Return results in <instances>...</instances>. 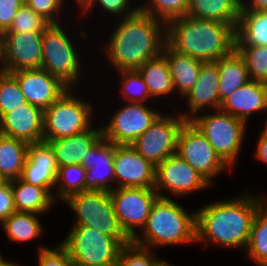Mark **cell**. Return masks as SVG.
Wrapping results in <instances>:
<instances>
[{
  "label": "cell",
  "instance_id": "21",
  "mask_svg": "<svg viewBox=\"0 0 267 266\" xmlns=\"http://www.w3.org/2000/svg\"><path fill=\"white\" fill-rule=\"evenodd\" d=\"M44 111L32 104L22 105L0 117V133L28 144L43 140Z\"/></svg>",
  "mask_w": 267,
  "mask_h": 266
},
{
  "label": "cell",
  "instance_id": "34",
  "mask_svg": "<svg viewBox=\"0 0 267 266\" xmlns=\"http://www.w3.org/2000/svg\"><path fill=\"white\" fill-rule=\"evenodd\" d=\"M120 77L121 96L128 103H147L151 100L147 85L137 69L116 71ZM148 99V100H147ZM145 101V102H144Z\"/></svg>",
  "mask_w": 267,
  "mask_h": 266
},
{
  "label": "cell",
  "instance_id": "3",
  "mask_svg": "<svg viewBox=\"0 0 267 266\" xmlns=\"http://www.w3.org/2000/svg\"><path fill=\"white\" fill-rule=\"evenodd\" d=\"M235 38V29L218 21L185 15L166 23L167 44L204 63L229 55L235 49Z\"/></svg>",
  "mask_w": 267,
  "mask_h": 266
},
{
  "label": "cell",
  "instance_id": "1",
  "mask_svg": "<svg viewBox=\"0 0 267 266\" xmlns=\"http://www.w3.org/2000/svg\"><path fill=\"white\" fill-rule=\"evenodd\" d=\"M264 203V196L246 191L236 198L203 205L196 210V243L245 251L254 217Z\"/></svg>",
  "mask_w": 267,
  "mask_h": 266
},
{
  "label": "cell",
  "instance_id": "41",
  "mask_svg": "<svg viewBox=\"0 0 267 266\" xmlns=\"http://www.w3.org/2000/svg\"><path fill=\"white\" fill-rule=\"evenodd\" d=\"M37 264L39 266H75L66 249L58 243L53 248L39 246Z\"/></svg>",
  "mask_w": 267,
  "mask_h": 266
},
{
  "label": "cell",
  "instance_id": "32",
  "mask_svg": "<svg viewBox=\"0 0 267 266\" xmlns=\"http://www.w3.org/2000/svg\"><path fill=\"white\" fill-rule=\"evenodd\" d=\"M254 217L246 256L258 266H267V198Z\"/></svg>",
  "mask_w": 267,
  "mask_h": 266
},
{
  "label": "cell",
  "instance_id": "43",
  "mask_svg": "<svg viewBox=\"0 0 267 266\" xmlns=\"http://www.w3.org/2000/svg\"><path fill=\"white\" fill-rule=\"evenodd\" d=\"M25 0H0V32L5 33Z\"/></svg>",
  "mask_w": 267,
  "mask_h": 266
},
{
  "label": "cell",
  "instance_id": "13",
  "mask_svg": "<svg viewBox=\"0 0 267 266\" xmlns=\"http://www.w3.org/2000/svg\"><path fill=\"white\" fill-rule=\"evenodd\" d=\"M160 114L145 103H126L101 126L103 137L115 145H132Z\"/></svg>",
  "mask_w": 267,
  "mask_h": 266
},
{
  "label": "cell",
  "instance_id": "35",
  "mask_svg": "<svg viewBox=\"0 0 267 266\" xmlns=\"http://www.w3.org/2000/svg\"><path fill=\"white\" fill-rule=\"evenodd\" d=\"M145 2L139 6V11L165 23L185 16L188 11V0H147Z\"/></svg>",
  "mask_w": 267,
  "mask_h": 266
},
{
  "label": "cell",
  "instance_id": "31",
  "mask_svg": "<svg viewBox=\"0 0 267 266\" xmlns=\"http://www.w3.org/2000/svg\"><path fill=\"white\" fill-rule=\"evenodd\" d=\"M39 216V214L31 212H14L2 221L0 227L3 228L10 241L17 243L29 242L44 234V228Z\"/></svg>",
  "mask_w": 267,
  "mask_h": 266
},
{
  "label": "cell",
  "instance_id": "20",
  "mask_svg": "<svg viewBox=\"0 0 267 266\" xmlns=\"http://www.w3.org/2000/svg\"><path fill=\"white\" fill-rule=\"evenodd\" d=\"M219 81L217 61L203 63L198 73L197 83L183 97V100H187L188 111L180 114L186 120H191L207 107H211V110L220 109L222 103L219 101Z\"/></svg>",
  "mask_w": 267,
  "mask_h": 266
},
{
  "label": "cell",
  "instance_id": "9",
  "mask_svg": "<svg viewBox=\"0 0 267 266\" xmlns=\"http://www.w3.org/2000/svg\"><path fill=\"white\" fill-rule=\"evenodd\" d=\"M213 112L198 114L191 121L205 135L220 158L233 169L242 149L247 124L221 109Z\"/></svg>",
  "mask_w": 267,
  "mask_h": 266
},
{
  "label": "cell",
  "instance_id": "7",
  "mask_svg": "<svg viewBox=\"0 0 267 266\" xmlns=\"http://www.w3.org/2000/svg\"><path fill=\"white\" fill-rule=\"evenodd\" d=\"M61 245L75 266H116L122 245L88 226H71Z\"/></svg>",
  "mask_w": 267,
  "mask_h": 266
},
{
  "label": "cell",
  "instance_id": "37",
  "mask_svg": "<svg viewBox=\"0 0 267 266\" xmlns=\"http://www.w3.org/2000/svg\"><path fill=\"white\" fill-rule=\"evenodd\" d=\"M244 58L250 80L267 83V46H235Z\"/></svg>",
  "mask_w": 267,
  "mask_h": 266
},
{
  "label": "cell",
  "instance_id": "25",
  "mask_svg": "<svg viewBox=\"0 0 267 266\" xmlns=\"http://www.w3.org/2000/svg\"><path fill=\"white\" fill-rule=\"evenodd\" d=\"M240 10L241 0H188L186 15L230 24L236 30Z\"/></svg>",
  "mask_w": 267,
  "mask_h": 266
},
{
  "label": "cell",
  "instance_id": "11",
  "mask_svg": "<svg viewBox=\"0 0 267 266\" xmlns=\"http://www.w3.org/2000/svg\"><path fill=\"white\" fill-rule=\"evenodd\" d=\"M162 112L132 146L154 166L177 153L178 135L187 121L181 114Z\"/></svg>",
  "mask_w": 267,
  "mask_h": 266
},
{
  "label": "cell",
  "instance_id": "5",
  "mask_svg": "<svg viewBox=\"0 0 267 266\" xmlns=\"http://www.w3.org/2000/svg\"><path fill=\"white\" fill-rule=\"evenodd\" d=\"M75 213L73 226H88L114 237L122 246L132 240L118 223L112 199L108 191H84L69 195L62 203Z\"/></svg>",
  "mask_w": 267,
  "mask_h": 266
},
{
  "label": "cell",
  "instance_id": "17",
  "mask_svg": "<svg viewBox=\"0 0 267 266\" xmlns=\"http://www.w3.org/2000/svg\"><path fill=\"white\" fill-rule=\"evenodd\" d=\"M27 103L43 111L57 101L69 87L45 69H24L12 72Z\"/></svg>",
  "mask_w": 267,
  "mask_h": 266
},
{
  "label": "cell",
  "instance_id": "48",
  "mask_svg": "<svg viewBox=\"0 0 267 266\" xmlns=\"http://www.w3.org/2000/svg\"><path fill=\"white\" fill-rule=\"evenodd\" d=\"M152 266H175L173 264H170L164 260H161V259H157Z\"/></svg>",
  "mask_w": 267,
  "mask_h": 266
},
{
  "label": "cell",
  "instance_id": "49",
  "mask_svg": "<svg viewBox=\"0 0 267 266\" xmlns=\"http://www.w3.org/2000/svg\"><path fill=\"white\" fill-rule=\"evenodd\" d=\"M14 262L10 260H6L2 258V255L0 253V266H11Z\"/></svg>",
  "mask_w": 267,
  "mask_h": 266
},
{
  "label": "cell",
  "instance_id": "8",
  "mask_svg": "<svg viewBox=\"0 0 267 266\" xmlns=\"http://www.w3.org/2000/svg\"><path fill=\"white\" fill-rule=\"evenodd\" d=\"M58 24H49L42 33V65L69 88L80 80L81 59L69 34ZM72 41V42H71Z\"/></svg>",
  "mask_w": 267,
  "mask_h": 266
},
{
  "label": "cell",
  "instance_id": "10",
  "mask_svg": "<svg viewBox=\"0 0 267 266\" xmlns=\"http://www.w3.org/2000/svg\"><path fill=\"white\" fill-rule=\"evenodd\" d=\"M177 154L211 186L216 176L226 169L231 170L191 120H187L179 132Z\"/></svg>",
  "mask_w": 267,
  "mask_h": 266
},
{
  "label": "cell",
  "instance_id": "12",
  "mask_svg": "<svg viewBox=\"0 0 267 266\" xmlns=\"http://www.w3.org/2000/svg\"><path fill=\"white\" fill-rule=\"evenodd\" d=\"M118 223L132 240L142 230L159 197L154 188H115L109 192Z\"/></svg>",
  "mask_w": 267,
  "mask_h": 266
},
{
  "label": "cell",
  "instance_id": "6",
  "mask_svg": "<svg viewBox=\"0 0 267 266\" xmlns=\"http://www.w3.org/2000/svg\"><path fill=\"white\" fill-rule=\"evenodd\" d=\"M69 88L44 110L43 140L50 141L85 132L93 127V106ZM77 96V97H76ZM93 119V120H92Z\"/></svg>",
  "mask_w": 267,
  "mask_h": 266
},
{
  "label": "cell",
  "instance_id": "14",
  "mask_svg": "<svg viewBox=\"0 0 267 266\" xmlns=\"http://www.w3.org/2000/svg\"><path fill=\"white\" fill-rule=\"evenodd\" d=\"M209 186L211 185L177 153L156 166L154 189L159 197L169 198L165 192L177 198L184 197Z\"/></svg>",
  "mask_w": 267,
  "mask_h": 266
},
{
  "label": "cell",
  "instance_id": "42",
  "mask_svg": "<svg viewBox=\"0 0 267 266\" xmlns=\"http://www.w3.org/2000/svg\"><path fill=\"white\" fill-rule=\"evenodd\" d=\"M64 1L66 0H25V4L50 24H58L57 17L64 10Z\"/></svg>",
  "mask_w": 267,
  "mask_h": 266
},
{
  "label": "cell",
  "instance_id": "19",
  "mask_svg": "<svg viewBox=\"0 0 267 266\" xmlns=\"http://www.w3.org/2000/svg\"><path fill=\"white\" fill-rule=\"evenodd\" d=\"M115 144L102 137L83 158L86 169L85 191H112L114 189V150ZM113 184V185H112Z\"/></svg>",
  "mask_w": 267,
  "mask_h": 266
},
{
  "label": "cell",
  "instance_id": "29",
  "mask_svg": "<svg viewBox=\"0 0 267 266\" xmlns=\"http://www.w3.org/2000/svg\"><path fill=\"white\" fill-rule=\"evenodd\" d=\"M137 70L147 85L150 97L154 100L175 94L169 65L163 54L147 60Z\"/></svg>",
  "mask_w": 267,
  "mask_h": 266
},
{
  "label": "cell",
  "instance_id": "23",
  "mask_svg": "<svg viewBox=\"0 0 267 266\" xmlns=\"http://www.w3.org/2000/svg\"><path fill=\"white\" fill-rule=\"evenodd\" d=\"M103 137L102 128L96 126L72 136L50 140L58 168L82 164L87 152Z\"/></svg>",
  "mask_w": 267,
  "mask_h": 266
},
{
  "label": "cell",
  "instance_id": "22",
  "mask_svg": "<svg viewBox=\"0 0 267 266\" xmlns=\"http://www.w3.org/2000/svg\"><path fill=\"white\" fill-rule=\"evenodd\" d=\"M220 109L246 124L249 123L252 114L267 111V83L248 81L224 100Z\"/></svg>",
  "mask_w": 267,
  "mask_h": 266
},
{
  "label": "cell",
  "instance_id": "46",
  "mask_svg": "<svg viewBox=\"0 0 267 266\" xmlns=\"http://www.w3.org/2000/svg\"><path fill=\"white\" fill-rule=\"evenodd\" d=\"M241 9L267 10V0H241Z\"/></svg>",
  "mask_w": 267,
  "mask_h": 266
},
{
  "label": "cell",
  "instance_id": "52",
  "mask_svg": "<svg viewBox=\"0 0 267 266\" xmlns=\"http://www.w3.org/2000/svg\"><path fill=\"white\" fill-rule=\"evenodd\" d=\"M11 266H20V265L14 262Z\"/></svg>",
  "mask_w": 267,
  "mask_h": 266
},
{
  "label": "cell",
  "instance_id": "28",
  "mask_svg": "<svg viewBox=\"0 0 267 266\" xmlns=\"http://www.w3.org/2000/svg\"><path fill=\"white\" fill-rule=\"evenodd\" d=\"M235 46H267V10L241 9Z\"/></svg>",
  "mask_w": 267,
  "mask_h": 266
},
{
  "label": "cell",
  "instance_id": "36",
  "mask_svg": "<svg viewBox=\"0 0 267 266\" xmlns=\"http://www.w3.org/2000/svg\"><path fill=\"white\" fill-rule=\"evenodd\" d=\"M27 104L16 77L0 70V117L14 109Z\"/></svg>",
  "mask_w": 267,
  "mask_h": 266
},
{
  "label": "cell",
  "instance_id": "16",
  "mask_svg": "<svg viewBox=\"0 0 267 266\" xmlns=\"http://www.w3.org/2000/svg\"><path fill=\"white\" fill-rule=\"evenodd\" d=\"M42 33H4V58L2 71L15 72L41 68Z\"/></svg>",
  "mask_w": 267,
  "mask_h": 266
},
{
  "label": "cell",
  "instance_id": "44",
  "mask_svg": "<svg viewBox=\"0 0 267 266\" xmlns=\"http://www.w3.org/2000/svg\"><path fill=\"white\" fill-rule=\"evenodd\" d=\"M16 212L11 181L6 182L0 187V221L5 220Z\"/></svg>",
  "mask_w": 267,
  "mask_h": 266
},
{
  "label": "cell",
  "instance_id": "50",
  "mask_svg": "<svg viewBox=\"0 0 267 266\" xmlns=\"http://www.w3.org/2000/svg\"><path fill=\"white\" fill-rule=\"evenodd\" d=\"M267 113V111H266ZM264 127L260 130V133L264 136H267V116H266V120H265V123H264Z\"/></svg>",
  "mask_w": 267,
  "mask_h": 266
},
{
  "label": "cell",
  "instance_id": "2",
  "mask_svg": "<svg viewBox=\"0 0 267 266\" xmlns=\"http://www.w3.org/2000/svg\"><path fill=\"white\" fill-rule=\"evenodd\" d=\"M117 23L103 47L106 60L115 71L138 69L162 54L167 43L164 21L138 11Z\"/></svg>",
  "mask_w": 267,
  "mask_h": 266
},
{
  "label": "cell",
  "instance_id": "27",
  "mask_svg": "<svg viewBox=\"0 0 267 266\" xmlns=\"http://www.w3.org/2000/svg\"><path fill=\"white\" fill-rule=\"evenodd\" d=\"M219 71V101L222 103L238 88L248 81L250 76L244 58L234 49L229 55L217 60Z\"/></svg>",
  "mask_w": 267,
  "mask_h": 266
},
{
  "label": "cell",
  "instance_id": "33",
  "mask_svg": "<svg viewBox=\"0 0 267 266\" xmlns=\"http://www.w3.org/2000/svg\"><path fill=\"white\" fill-rule=\"evenodd\" d=\"M85 174L86 169L81 164L59 167L54 187L55 200L62 202L69 195L84 192Z\"/></svg>",
  "mask_w": 267,
  "mask_h": 266
},
{
  "label": "cell",
  "instance_id": "38",
  "mask_svg": "<svg viewBox=\"0 0 267 266\" xmlns=\"http://www.w3.org/2000/svg\"><path fill=\"white\" fill-rule=\"evenodd\" d=\"M78 6L81 7V14H89L93 7L97 4L98 7H102L104 12L108 13V15H112L111 17H129L131 15L136 14L139 11V5L133 6L131 8L130 0H79ZM96 4V5H95ZM88 12V13H87Z\"/></svg>",
  "mask_w": 267,
  "mask_h": 266
},
{
  "label": "cell",
  "instance_id": "15",
  "mask_svg": "<svg viewBox=\"0 0 267 266\" xmlns=\"http://www.w3.org/2000/svg\"><path fill=\"white\" fill-rule=\"evenodd\" d=\"M115 188H154L156 166L144 159L132 145L114 150Z\"/></svg>",
  "mask_w": 267,
  "mask_h": 266
},
{
  "label": "cell",
  "instance_id": "18",
  "mask_svg": "<svg viewBox=\"0 0 267 266\" xmlns=\"http://www.w3.org/2000/svg\"><path fill=\"white\" fill-rule=\"evenodd\" d=\"M58 166L53 146L48 141L30 143L20 179L46 188L54 196Z\"/></svg>",
  "mask_w": 267,
  "mask_h": 266
},
{
  "label": "cell",
  "instance_id": "51",
  "mask_svg": "<svg viewBox=\"0 0 267 266\" xmlns=\"http://www.w3.org/2000/svg\"><path fill=\"white\" fill-rule=\"evenodd\" d=\"M7 181L2 177V175L0 174V187L5 184Z\"/></svg>",
  "mask_w": 267,
  "mask_h": 266
},
{
  "label": "cell",
  "instance_id": "47",
  "mask_svg": "<svg viewBox=\"0 0 267 266\" xmlns=\"http://www.w3.org/2000/svg\"><path fill=\"white\" fill-rule=\"evenodd\" d=\"M3 58H4V33L0 32V70H2Z\"/></svg>",
  "mask_w": 267,
  "mask_h": 266
},
{
  "label": "cell",
  "instance_id": "4",
  "mask_svg": "<svg viewBox=\"0 0 267 266\" xmlns=\"http://www.w3.org/2000/svg\"><path fill=\"white\" fill-rule=\"evenodd\" d=\"M141 233L132 242L153 250L157 246L195 244L196 211L189 213L173 198L158 197Z\"/></svg>",
  "mask_w": 267,
  "mask_h": 266
},
{
  "label": "cell",
  "instance_id": "39",
  "mask_svg": "<svg viewBox=\"0 0 267 266\" xmlns=\"http://www.w3.org/2000/svg\"><path fill=\"white\" fill-rule=\"evenodd\" d=\"M50 23L26 4L21 6L5 33L43 32Z\"/></svg>",
  "mask_w": 267,
  "mask_h": 266
},
{
  "label": "cell",
  "instance_id": "40",
  "mask_svg": "<svg viewBox=\"0 0 267 266\" xmlns=\"http://www.w3.org/2000/svg\"><path fill=\"white\" fill-rule=\"evenodd\" d=\"M153 249L143 247L132 241L123 245L116 266H152L158 259Z\"/></svg>",
  "mask_w": 267,
  "mask_h": 266
},
{
  "label": "cell",
  "instance_id": "24",
  "mask_svg": "<svg viewBox=\"0 0 267 266\" xmlns=\"http://www.w3.org/2000/svg\"><path fill=\"white\" fill-rule=\"evenodd\" d=\"M162 54L168 62L175 93L183 98L197 83L198 73L204 62L177 52L167 43Z\"/></svg>",
  "mask_w": 267,
  "mask_h": 266
},
{
  "label": "cell",
  "instance_id": "30",
  "mask_svg": "<svg viewBox=\"0 0 267 266\" xmlns=\"http://www.w3.org/2000/svg\"><path fill=\"white\" fill-rule=\"evenodd\" d=\"M29 144L0 133V174L7 181L20 178Z\"/></svg>",
  "mask_w": 267,
  "mask_h": 266
},
{
  "label": "cell",
  "instance_id": "45",
  "mask_svg": "<svg viewBox=\"0 0 267 266\" xmlns=\"http://www.w3.org/2000/svg\"><path fill=\"white\" fill-rule=\"evenodd\" d=\"M257 142V148L255 150V158H257L260 162L267 164V136L259 133Z\"/></svg>",
  "mask_w": 267,
  "mask_h": 266
},
{
  "label": "cell",
  "instance_id": "26",
  "mask_svg": "<svg viewBox=\"0 0 267 266\" xmlns=\"http://www.w3.org/2000/svg\"><path fill=\"white\" fill-rule=\"evenodd\" d=\"M13 201L16 212H31L39 215L51 210L57 201L41 186L31 185L20 178L11 181Z\"/></svg>",
  "mask_w": 267,
  "mask_h": 266
}]
</instances>
